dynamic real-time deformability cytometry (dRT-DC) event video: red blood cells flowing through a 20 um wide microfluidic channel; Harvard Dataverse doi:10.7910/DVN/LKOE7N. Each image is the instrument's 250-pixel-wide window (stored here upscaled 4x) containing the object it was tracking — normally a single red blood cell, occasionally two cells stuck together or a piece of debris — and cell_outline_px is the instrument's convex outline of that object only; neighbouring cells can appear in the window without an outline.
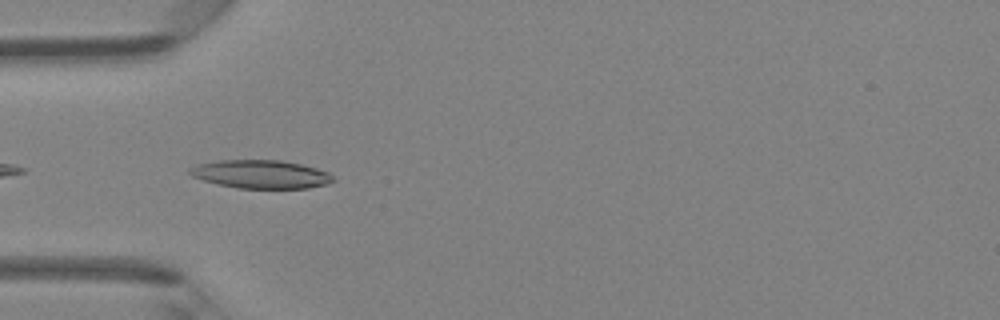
{"species": "Egyptian fruit bat (a non-hibernating species)", "species_latin": "Rousettus aegyptiacus", "temperature_condition": "room temperature", "stored_images_in_passage": 9, "camera_frame_rate_fps": 3000, "um_per_image_px": 0.085, "animal": {"sex": "female"}, "frame": {"image": 1, "passage_image": 2, "time_ms": 0.333, "image_size_px": [1000, 320], "cell_outline_px": [[336, 180], [328, 184], [308, 188], [236, 188], [216, 184], [192, 176], [188, 172], [188, 168], [196, 164], [220, 160], [280, 160], [300, 164], [316, 168], [328, 172]], "centroid_in_image_um": [22.15, 14.81], "position_along_channel_um": 62.8, "area_um2": 23.76}}